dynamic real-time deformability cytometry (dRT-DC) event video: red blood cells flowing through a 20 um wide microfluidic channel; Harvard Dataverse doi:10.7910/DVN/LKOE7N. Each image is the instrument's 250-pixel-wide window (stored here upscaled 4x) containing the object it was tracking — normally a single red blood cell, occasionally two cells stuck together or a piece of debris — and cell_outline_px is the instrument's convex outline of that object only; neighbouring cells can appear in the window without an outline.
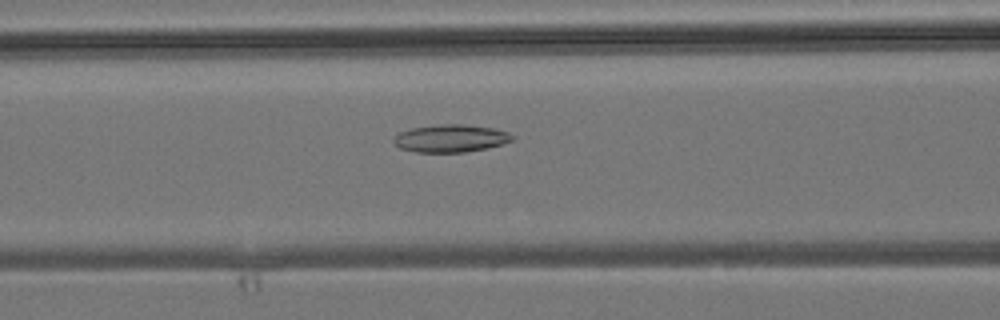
{"species": "common noctule bat (a hibernating species)", "species_latin": "Nyctalus noctula", "temperature_condition": "room temperature", "stored_images_in_passage": 41, "camera_frame_rate_fps": 3000, "um_per_image_px": 0.085, "animal": {"sex": "male", "body_mass_g": 19.2, "forearm_length_mm": 51.8}, "frame": {"image": 1, "passage_image": 15, "time_ms": 4.667, "image_size_px": [1000, 320], "cell_outline_px": [[516, 136], [512, 140], [504, 144], [488, 148], [464, 152], [416, 152], [400, 148], [392, 140], [400, 132], [412, 128], [440, 124], [464, 124], [492, 128], [508, 132]], "centroid_in_image_um": [38.35, 11.76], "position_along_channel_um": 128.3, "area_um2": 19.07}}
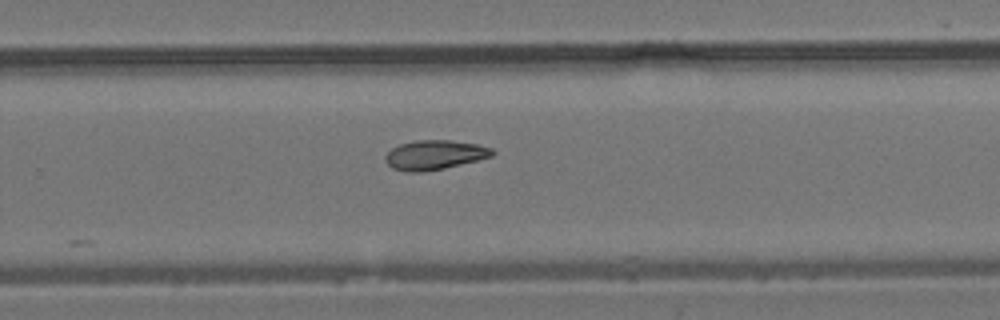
{"frame": {"image": 2, "passage_image": 26, "time_ms": 8.333, "image_size_px": [1000, 320], "cell_outline_px": [[496, 152], [492, 156], [444, 168], [424, 172], [408, 172], [392, 168], [384, 160], [384, 156], [392, 148], [400, 144], [416, 140], [452, 140], [476, 144], [492, 148]], "centroid_in_image_um": [36.92, 13.16], "position_along_channel_um": 292.9, "area_um2": 18.32}}
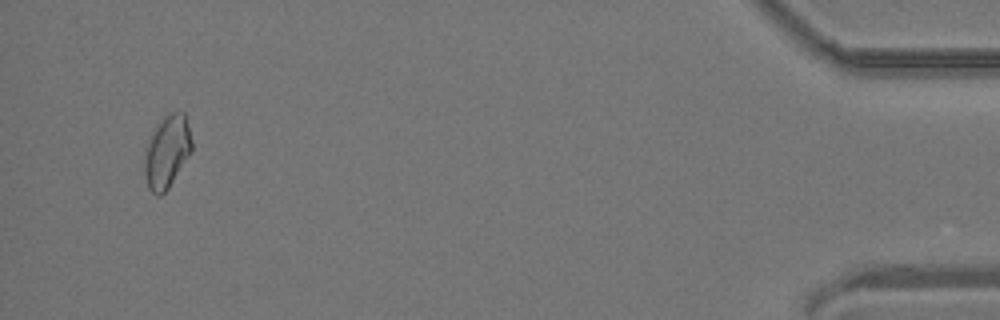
{"frame": {"image": 3, "passage_image": 40, "time_ms": 13.0, "image_size_px": [1000, 320], "cell_outline_px": [[192, 152], [168, 188], [160, 196], [156, 196], [148, 188], [144, 172], [144, 160], [148, 140], [156, 124], [168, 112], [184, 112], [192, 140]], "centroid_in_image_um": [14.19, 12.89], "position_along_channel_um": 421.0, "area_um2": 20.11}}